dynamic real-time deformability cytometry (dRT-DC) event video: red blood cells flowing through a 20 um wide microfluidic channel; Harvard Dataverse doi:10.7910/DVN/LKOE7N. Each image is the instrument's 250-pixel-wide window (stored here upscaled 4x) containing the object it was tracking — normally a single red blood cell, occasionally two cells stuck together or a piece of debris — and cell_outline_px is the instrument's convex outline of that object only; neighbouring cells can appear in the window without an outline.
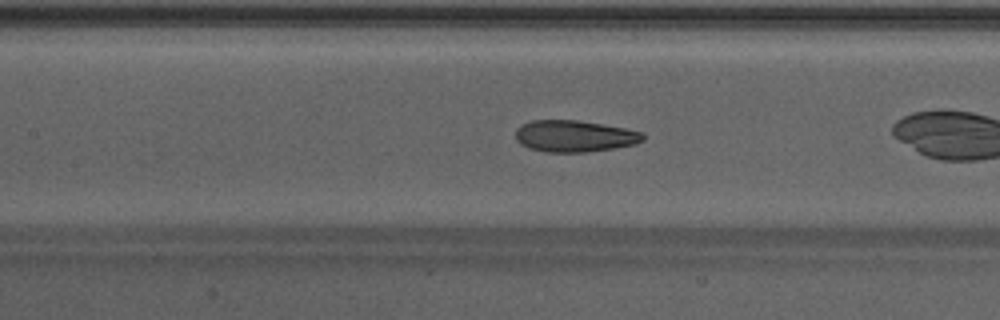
{"species": "Egyptian fruit bat (a non-hibernating species)", "species_latin": "Rousettus aegyptiacus", "temperature_condition": "warm", "stored_images_in_passage": 29, "camera_frame_rate_fps": 3000, "um_per_image_px": 0.085, "animal": {"sex": "male"}, "frame": {"image": 1, "passage_image": 13, "time_ms": 4.0, "image_size_px": [1000, 320], "cell_outline_px": [[644, 140], [636, 144], [612, 148], [584, 152], [548, 152], [528, 148], [520, 144], [516, 140], [516, 128], [520, 124], [532, 120], [576, 120], [624, 128], [640, 132], [644, 136]], "centroid_in_image_um": [48.77, 11.57], "position_along_channel_um": 158.6, "area_um2": 23.35}}